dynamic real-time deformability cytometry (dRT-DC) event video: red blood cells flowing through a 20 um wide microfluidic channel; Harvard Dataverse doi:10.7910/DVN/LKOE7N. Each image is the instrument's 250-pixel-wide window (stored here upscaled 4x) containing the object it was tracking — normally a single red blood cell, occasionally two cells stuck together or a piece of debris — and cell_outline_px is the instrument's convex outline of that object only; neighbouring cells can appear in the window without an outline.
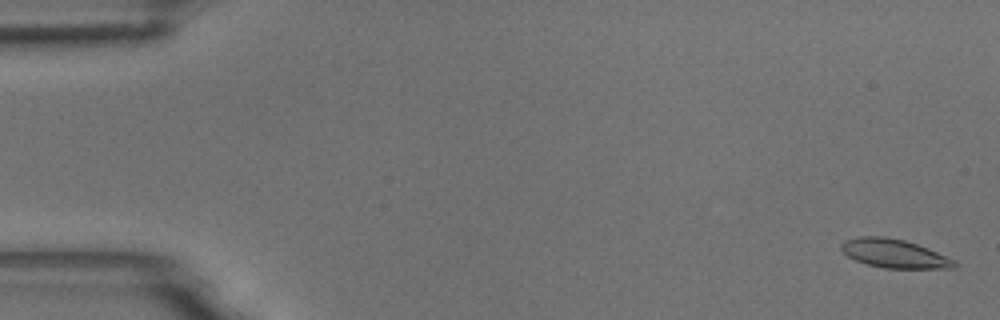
{"species": "common noctule bat (a hibernating species)", "species_latin": "Nyctalus noctula", "temperature_condition": "room temperature", "stored_images_in_passage": 5, "camera_frame_rate_fps": 3000, "um_per_image_px": 0.085, "animal": {"sex": "male", "body_mass_g": 18.8}, "frame": {"image": 1, "passage_image": 1, "time_ms": 0.0, "image_size_px": [1000, 320], "cell_outline_px": [[960, 264], [956, 268], [884, 268], [868, 264], [856, 260], [848, 256], [840, 248], [840, 244], [844, 240], [860, 236], [884, 236], [904, 240], [928, 248], [956, 260]], "centroid_in_image_um": [76.04, 21.55], "position_along_channel_um": 9.0, "area_um2": 18.96}}
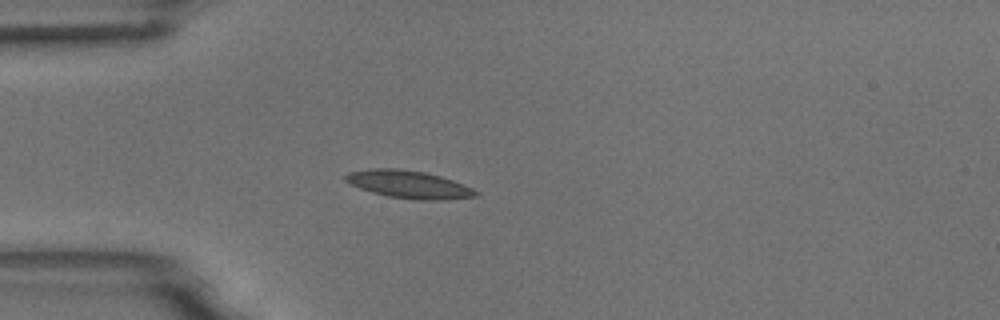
{"frame": {"image": 2, "passage_image": 5, "time_ms": 1.333, "image_size_px": [1000, 320], "cell_outline_px": [[480, 196], [444, 200], [416, 200], [388, 196], [372, 192], [360, 188], [344, 180], [344, 176], [348, 172], [372, 168], [400, 168], [424, 172], [440, 176], [452, 180], [472, 188], [480, 192]], "centroid_in_image_um": [34.77, 15.68], "position_along_channel_um": 50.2, "area_um2": 21.1}}